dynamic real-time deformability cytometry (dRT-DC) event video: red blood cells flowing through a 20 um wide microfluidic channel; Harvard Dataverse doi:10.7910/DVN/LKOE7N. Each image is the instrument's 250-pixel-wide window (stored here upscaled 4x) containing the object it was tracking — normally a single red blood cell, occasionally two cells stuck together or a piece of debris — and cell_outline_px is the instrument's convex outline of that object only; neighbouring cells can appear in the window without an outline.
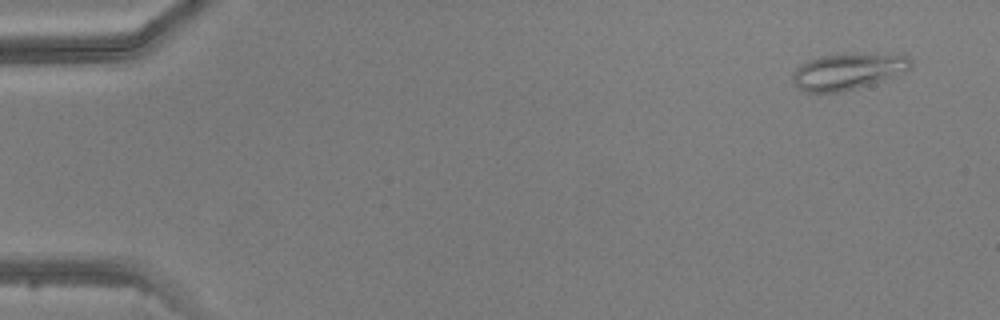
{"species": "common noctule bat (a hibernating species)", "species_latin": "Nyctalus noctula", "temperature_condition": "warm", "stored_images_in_passage": 4, "camera_frame_rate_fps": 3000, "um_per_image_px": 0.085, "animal": {"sex": "male", "body_mass_g": 20.5, "forearm_length_mm": 52.5}, "frame": {"image": 1, "passage_image": 1, "time_ms": 0.0, "image_size_px": [1000, 320], "cell_outline_px": [[912, 68], [896, 76], [884, 80], [856, 88], [840, 92], [804, 92], [792, 84], [792, 72], [800, 64], [808, 60], [820, 56], [900, 52], [908, 56], [912, 60]], "centroid_in_image_um": [72.12, 6.06], "position_along_channel_um": 12.9, "area_um2": 25.49}}